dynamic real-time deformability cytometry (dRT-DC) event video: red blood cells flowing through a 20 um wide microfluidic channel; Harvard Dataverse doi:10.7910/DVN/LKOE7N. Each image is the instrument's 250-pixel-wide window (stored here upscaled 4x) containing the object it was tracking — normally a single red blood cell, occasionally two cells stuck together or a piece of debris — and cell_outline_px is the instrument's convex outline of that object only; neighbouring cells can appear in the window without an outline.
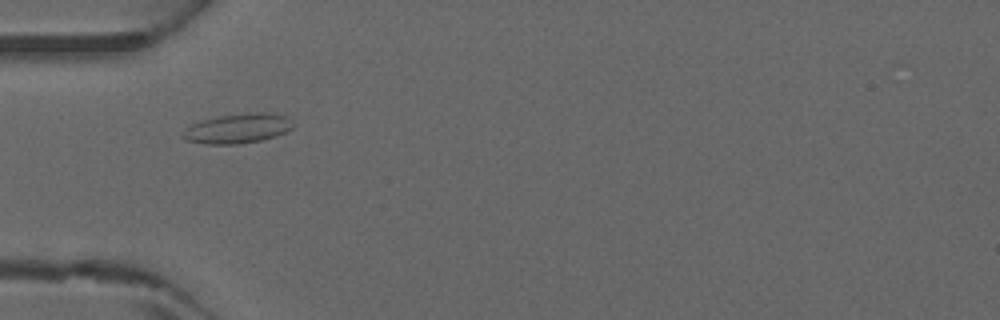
{"species": "common noctule bat (a hibernating species)", "species_latin": "Nyctalus noctula", "temperature_condition": "warm", "stored_images_in_passage": 2, "camera_frame_rate_fps": 3000, "um_per_image_px": 0.085, "animal": {"sex": "male", "forearm_length_mm": 52.5}, "frame": {"image": 1, "passage_image": 1, "time_ms": 0.0, "image_size_px": [1000, 320], "cell_outline_px": [[292, 128], [276, 136], [260, 140], [236, 144], [204, 144], [184, 140], [180, 136], [184, 128], [200, 120], [220, 116], [248, 112], [268, 112], [288, 116], [292, 124]], "centroid_in_image_um": [20.15, 10.91], "position_along_channel_um": 64.8, "area_um2": 19.25}}
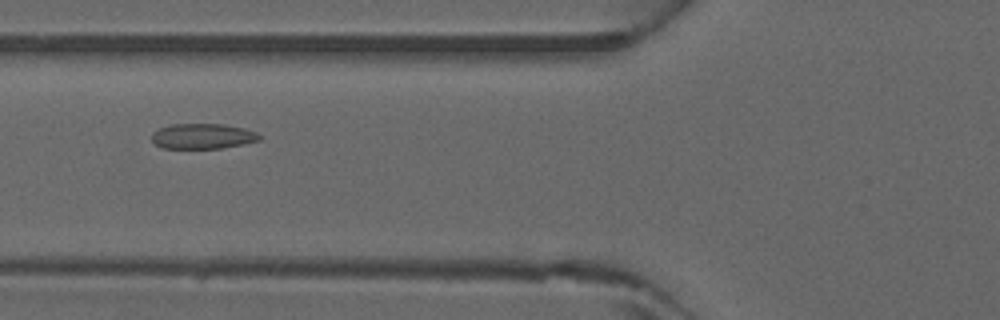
{"frame": {"image": 2, "passage_image": 2, "time_ms": 0.333, "image_size_px": [1000, 320], "cell_outline_px": [[260, 140], [220, 148], [164, 148], [156, 144], [152, 140], [152, 132], [160, 128], [172, 124], [224, 124], [244, 128], [256, 132], [260, 136]], "centroid_in_image_um": [17.21, 11.57], "position_along_channel_um": 108.6, "area_um2": 15.66}}